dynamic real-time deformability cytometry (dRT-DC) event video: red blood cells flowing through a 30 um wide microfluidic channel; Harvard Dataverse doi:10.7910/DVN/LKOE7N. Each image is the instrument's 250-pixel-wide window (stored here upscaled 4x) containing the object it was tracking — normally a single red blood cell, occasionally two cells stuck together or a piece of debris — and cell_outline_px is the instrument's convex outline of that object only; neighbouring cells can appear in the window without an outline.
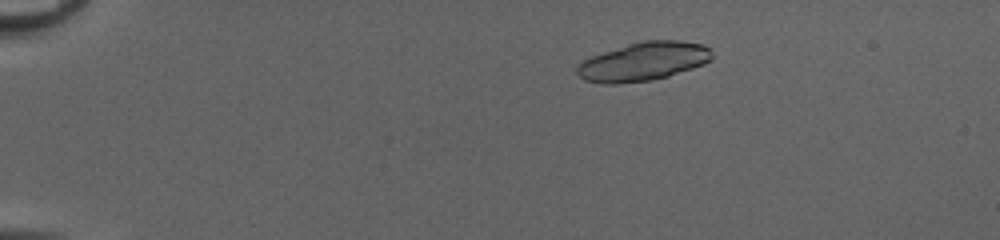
{"species": "common noctule bat (a hibernating species)", "species_latin": "Nyctalus noctula", "temperature_condition": "cold", "stored_images_in_passage": 52, "segment_of_instrument_passage": [1, 2], "camera_frame_rate_fps": 3000, "um_per_image_px": 0.085, "animal": {"sex": "female", "body_mass_g": 20.0, "forearm_length_mm": 54.0}, "frame": {"image": 1, "passage_image": 11, "time_ms": 3.333, "image_size_px": [1000, 240], "cell_outline_px": [[712, 60], [704, 64], [668, 76], [652, 80], [616, 84], [604, 84], [584, 80], [576, 72], [576, 68], [584, 60], [592, 56], [628, 44], [644, 40], [680, 40], [704, 44], [712, 52]], "centroid_in_image_um": [54.72, 5.23], "position_along_channel_um": 30.3, "area_um2": 30.29}}
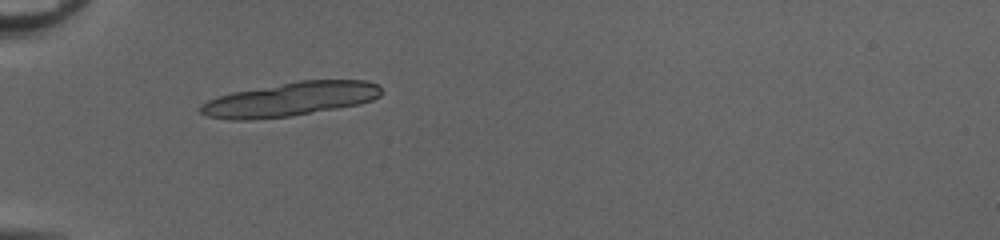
{"frame": {"image": 2, "passage_image": 19, "time_ms": 6.0, "image_size_px": [1000, 240], "cell_outline_px": [[380, 96], [372, 100], [360, 104], [292, 116], [248, 120], [228, 120], [208, 116], [200, 112], [200, 104], [208, 100], [232, 92], [300, 80], [368, 80], [376, 84], [380, 88]], "centroid_in_image_um": [24.67, 8.44], "position_along_channel_um": 60.3, "area_um2": 35.72}}